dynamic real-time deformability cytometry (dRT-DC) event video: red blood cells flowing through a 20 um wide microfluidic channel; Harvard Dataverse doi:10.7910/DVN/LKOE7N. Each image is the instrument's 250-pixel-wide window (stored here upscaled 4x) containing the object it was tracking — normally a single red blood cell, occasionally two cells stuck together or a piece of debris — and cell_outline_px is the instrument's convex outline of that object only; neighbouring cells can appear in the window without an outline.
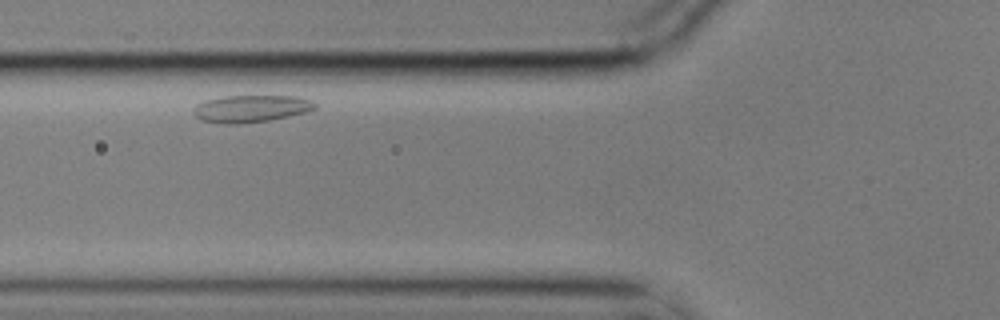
{"species": "common noctule bat (a hibernating species)", "species_latin": "Nyctalus noctula", "temperature_condition": "cold", "stored_images_in_passage": 3, "camera_frame_rate_fps": 3000, "um_per_image_px": 0.085, "animal": {"sex": "male", "body_mass_g": 17.9}, "frame": {"image": 1, "passage_image": 3, "time_ms": 0.667, "image_size_px": [1000, 320], "cell_outline_px": [[316, 108], [308, 112], [268, 120], [240, 124], [224, 124], [200, 120], [192, 112], [192, 108], [196, 104], [204, 100], [224, 96], [300, 96], [312, 100], [316, 104]], "centroid_in_image_um": [21.31, 9.23], "position_along_channel_um": 104.5, "area_um2": 19.48}}